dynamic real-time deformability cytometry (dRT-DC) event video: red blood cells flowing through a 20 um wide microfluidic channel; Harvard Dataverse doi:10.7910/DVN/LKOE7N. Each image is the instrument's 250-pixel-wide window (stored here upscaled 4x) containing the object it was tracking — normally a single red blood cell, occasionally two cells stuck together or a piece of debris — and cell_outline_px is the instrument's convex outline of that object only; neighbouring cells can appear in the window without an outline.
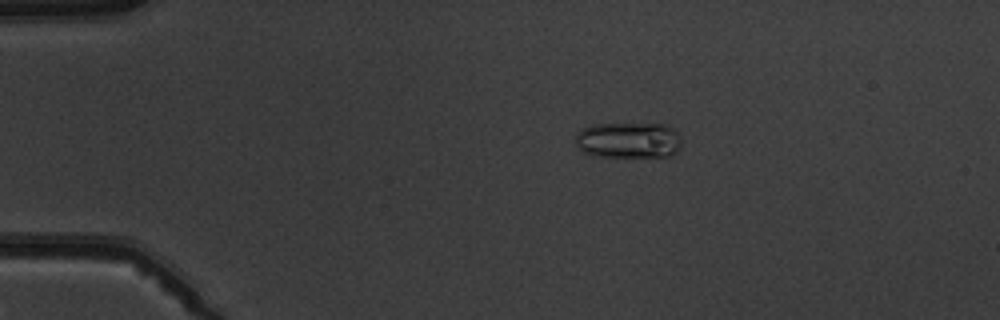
{"species": "common noctule bat (a hibernating species)", "species_latin": "Nyctalus noctula", "temperature_condition": "warm", "stored_images_in_passage": 4, "camera_frame_rate_fps": 3000, "um_per_image_px": 0.085, "animal": {"sex": "male", "body_mass_g": 19.5, "forearm_length_mm": 54.6}, "frame": {"image": 1, "passage_image": 2, "time_ms": 1.333, "image_size_px": [1000, 320], "cell_outline_px": [[680, 148], [676, 152], [668, 156], [592, 156], [584, 152], [576, 144], [576, 132], [584, 128], [596, 124], [664, 124], [672, 128], [680, 136]], "centroid_in_image_um": [53.42, 11.91], "position_along_channel_um": 31.6, "area_um2": 22.08}}